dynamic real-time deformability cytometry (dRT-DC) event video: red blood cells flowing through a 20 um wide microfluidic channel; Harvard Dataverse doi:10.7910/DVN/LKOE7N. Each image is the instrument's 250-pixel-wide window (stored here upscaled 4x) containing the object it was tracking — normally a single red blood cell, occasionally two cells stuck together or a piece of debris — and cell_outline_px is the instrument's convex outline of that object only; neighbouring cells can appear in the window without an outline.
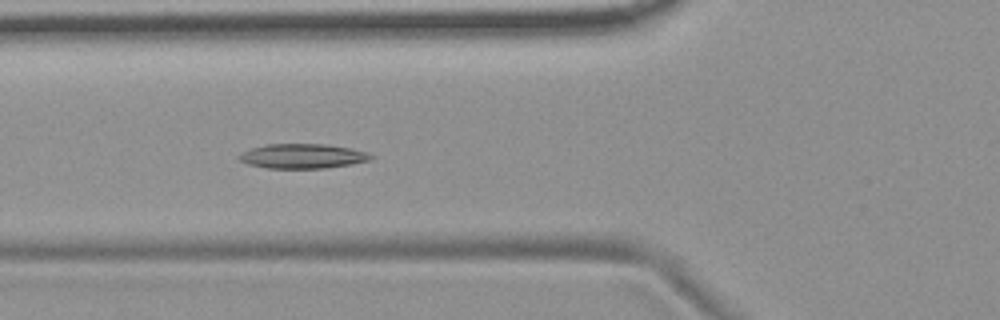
{"species": "common noctule bat (a hibernating species)", "species_latin": "Nyctalus noctula", "temperature_condition": "room temperature", "stored_images_in_passage": 41, "camera_frame_rate_fps": 3000, "um_per_image_px": 0.085, "animal": {"sex": "female", "body_mass_g": 19.9}, "frame": {"image": 1, "passage_image": 7, "time_ms": 2.0, "image_size_px": [1000, 320], "cell_outline_px": [[376, 156], [372, 160], [352, 164], [324, 168], [264, 168], [248, 164], [240, 160], [236, 156], [252, 148], [268, 144], [328, 144], [352, 148]], "centroid_in_image_um": [25.75, 13.27], "position_along_channel_um": 100.0, "area_um2": 18.96}, "authors_computed_cell_mechanics": {"area_um2": 18.2648, "velocity_mm_per_s": 3.6714, "shape_relaxation_time_tau1_ms": 8.9405, "shape_relaxation_time_tau2_ms": 5.901, "deformation_change_tau1": 0.1796, "deformation_change_tau2": 0.1139}}